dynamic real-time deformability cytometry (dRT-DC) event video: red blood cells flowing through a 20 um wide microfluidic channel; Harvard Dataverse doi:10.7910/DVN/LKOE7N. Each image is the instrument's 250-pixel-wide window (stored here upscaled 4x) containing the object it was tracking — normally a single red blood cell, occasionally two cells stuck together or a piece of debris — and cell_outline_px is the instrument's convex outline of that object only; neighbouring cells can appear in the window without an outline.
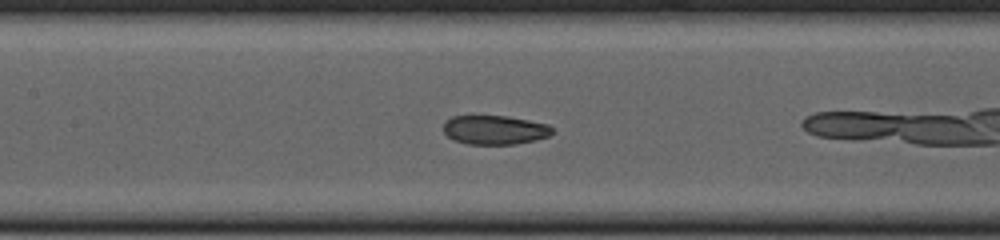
{"species": "common noctule bat (a hibernating species)", "species_latin": "Nyctalus noctula", "temperature_condition": "cold", "stored_images_in_passage": 27, "camera_frame_rate_fps": 3000, "um_per_image_px": 0.085, "animal": {"sex": "female", "body_mass_g": 23.0, "forearm_length_mm": 53.4}, "frame": {"image": 1, "passage_image": 8, "time_ms": 2.333, "image_size_px": [1000, 240], "cell_outline_px": [[552, 132], [548, 136], [536, 140], [516, 144], [468, 144], [452, 140], [444, 132], [444, 120], [452, 116], [508, 116], [548, 124], [552, 128]], "centroid_in_image_um": [42.03, 11.04], "position_along_channel_um": 165.4, "area_um2": 18.5}}
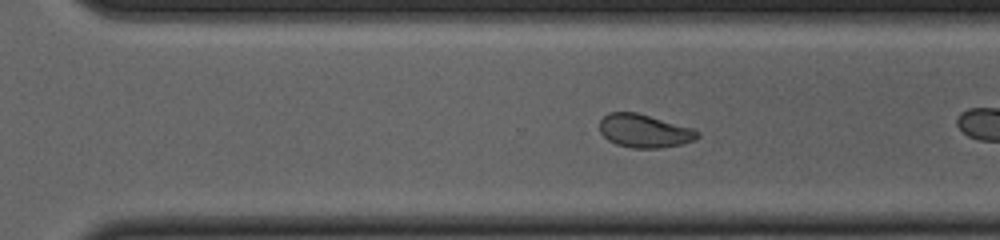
{"frame": {"image": 2, "passage_image": 20, "time_ms": 6.333, "image_size_px": [1000, 240], "cell_outline_px": [[700, 136], [692, 140], [680, 144], [660, 148], [632, 148], [616, 144], [608, 140], [600, 132], [600, 120], [608, 112], [636, 112], [692, 128], [700, 132]], "centroid_in_image_um": [54.74, 11.13], "position_along_channel_um": 315.9, "area_um2": 18.84}}